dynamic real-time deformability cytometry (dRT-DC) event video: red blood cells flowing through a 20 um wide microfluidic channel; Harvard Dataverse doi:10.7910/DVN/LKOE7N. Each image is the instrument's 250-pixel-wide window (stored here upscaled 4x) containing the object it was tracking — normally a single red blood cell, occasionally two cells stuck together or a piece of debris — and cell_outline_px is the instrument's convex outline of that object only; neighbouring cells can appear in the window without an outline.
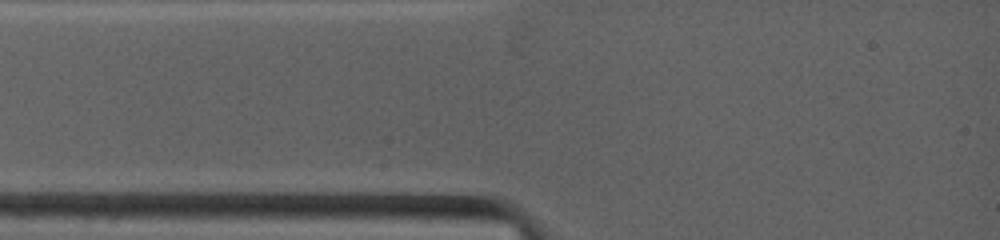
{"species": "common noctule bat (a hibernating species)", "species_latin": "Nyctalus noctula", "temperature_condition": "warm", "stored_images_in_passage": 1, "camera_frame_rate_fps": 4500, "um_per_image_px": 0.085, "animal": {"sex": "female", "body_mass_g": 19.0, "forearm_length_mm": 53.3}, "frame": {"image": 1, "passage_image": 1, "time_ms": 0.0, "image_size_px": [1000, 240], "cell_outline_px": [[904, 136], [872, 180], [848, 180], [820, 152], [812, 136], [812, 116], [856, 112], [884, 124], [900, 132]], "centroid_in_image_um": [72.65, 12.19], "position_along_channel_um": 12.4, "area_um2": 30.87}}